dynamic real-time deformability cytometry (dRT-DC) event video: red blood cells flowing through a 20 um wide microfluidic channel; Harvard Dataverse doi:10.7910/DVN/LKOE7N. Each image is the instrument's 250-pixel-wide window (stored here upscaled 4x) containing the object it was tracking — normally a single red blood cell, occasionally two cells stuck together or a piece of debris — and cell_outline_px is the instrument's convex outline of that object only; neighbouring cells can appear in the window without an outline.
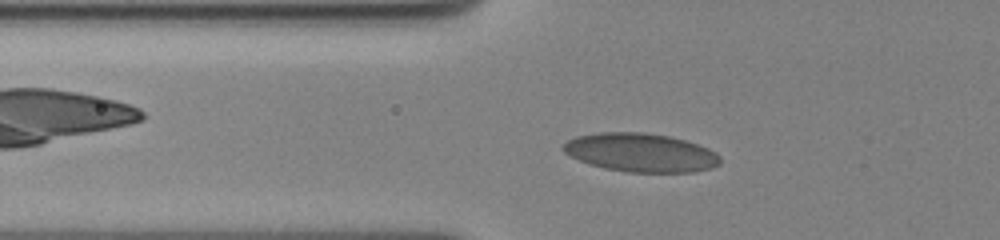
{"species": "human", "species_latin": "Homo sapiens", "temperature_condition": "cold", "stored_images_in_passage": 48, "camera_frame_rate_fps": 3000, "um_per_image_px": 0.085, "donor": {"sex": "female"}, "frame": {"image": 1, "passage_image": 12, "time_ms": 3.667, "image_size_px": [1000, 240], "cell_outline_px": [[720, 164], [712, 168], [692, 172], [628, 172], [604, 168], [588, 164], [564, 152], [560, 148], [568, 140], [576, 136], [600, 132], [644, 132], [668, 136], [684, 140], [708, 148], [716, 152], [720, 156]], "centroid_in_image_um": [54.46, 12.97], "position_along_channel_um": 71.3, "area_um2": 35.32}}
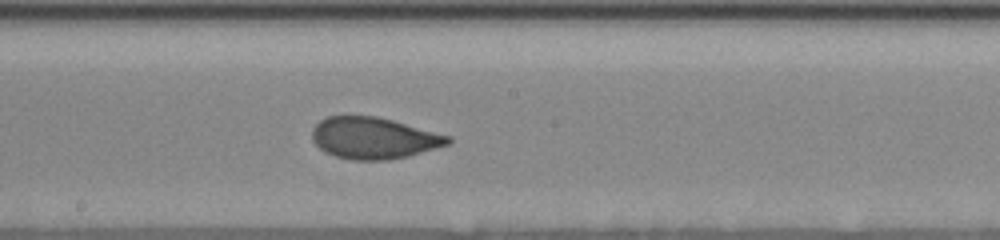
{"frame": {"image": 2, "passage_image": 25, "time_ms": 8.0, "image_size_px": [1000, 240], "cell_outline_px": [[452, 140], [448, 144], [436, 148], [408, 156], [388, 160], [352, 160], [336, 156], [324, 152], [312, 140], [312, 128], [320, 120], [328, 116], [376, 116], [392, 120], [452, 136]], "centroid_in_image_um": [31.76, 11.74], "position_along_channel_um": 216.4, "area_um2": 32.89}}
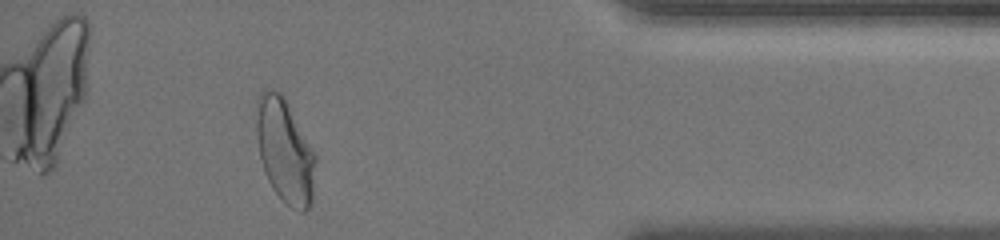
{"frame": {"image": 3, "passage_image": 44, "time_ms": 14.333, "image_size_px": [1000, 240], "cell_outline_px": [[316, 160], [312, 196], [308, 208], [304, 212], [300, 212], [284, 204], [280, 200], [272, 188], [264, 172], [260, 156], [256, 136], [256, 96], [264, 88], [272, 88], [280, 92], [284, 96], [316, 156]], "centroid_in_image_um": [24.18, 12.8], "position_along_channel_um": 411.0, "area_um2": 36.18}, "authors_computed_cell_mechanics": {"area_um2": 33.4662, "velocity_mm_per_s": 3.4853, "shape_relaxation_time_tau1_ms": 9.0717, "shape_relaxation_time_tau2_ms": 0.5339, "deformation_change_tau1": 0.1822, "deformation_change_tau2": 0.0617}}